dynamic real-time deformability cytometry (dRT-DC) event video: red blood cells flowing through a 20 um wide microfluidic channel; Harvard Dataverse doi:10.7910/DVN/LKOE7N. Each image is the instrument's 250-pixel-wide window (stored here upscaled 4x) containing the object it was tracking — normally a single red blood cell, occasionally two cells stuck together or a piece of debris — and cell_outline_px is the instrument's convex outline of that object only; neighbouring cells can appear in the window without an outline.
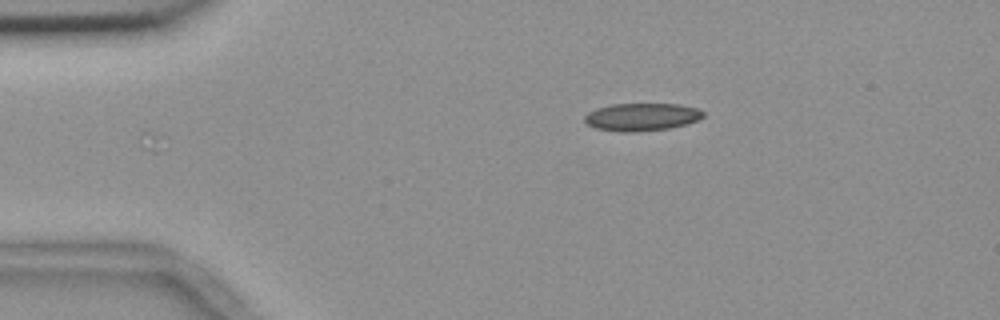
{"species": "common noctule bat (a hibernating species)", "species_latin": "Nyctalus noctula", "temperature_condition": "room temperature", "stored_images_in_passage": 4, "camera_frame_rate_fps": 3000, "um_per_image_px": 0.085, "animal": {"sex": "female", "body_mass_g": 18.4}, "frame": {"image": 1, "passage_image": 4, "time_ms": 1.0, "image_size_px": [1000, 320], "cell_outline_px": [[704, 116], [700, 120], [668, 128], [636, 132], [620, 132], [596, 128], [588, 124], [584, 120], [584, 116], [588, 112], [596, 108], [612, 104], [680, 104], [696, 108], [704, 112]], "centroid_in_image_um": [54.54, 9.94], "position_along_channel_um": 30.5, "area_um2": 19.13}}